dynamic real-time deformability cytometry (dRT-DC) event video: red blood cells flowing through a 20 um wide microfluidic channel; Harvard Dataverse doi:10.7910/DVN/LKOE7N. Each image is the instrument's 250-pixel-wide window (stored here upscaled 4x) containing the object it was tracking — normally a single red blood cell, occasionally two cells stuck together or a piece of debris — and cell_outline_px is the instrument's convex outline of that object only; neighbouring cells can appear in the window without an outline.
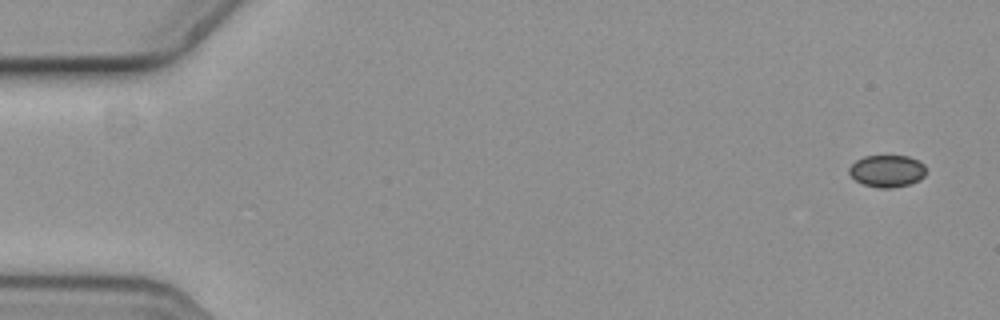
{"species": "common noctule bat (a hibernating species)", "species_latin": "Nyctalus noctula", "temperature_condition": "cold", "stored_images_in_passage": 10, "camera_frame_rate_fps": 3000, "um_per_image_px": 0.085, "animal": {"sex": "female", "body_mass_g": 19.3, "forearm_length_mm": 54.1}, "frame": {"image": 1, "passage_image": 1, "time_ms": 0.0, "image_size_px": [1000, 320], "cell_outline_px": [[924, 176], [908, 184], [892, 188], [876, 188], [864, 184], [856, 180], [848, 172], [848, 168], [856, 160], [864, 156], [908, 156], [920, 160], [924, 164]], "centroid_in_image_um": [75.38, 14.52], "position_along_channel_um": 9.6, "area_um2": 14.28}}
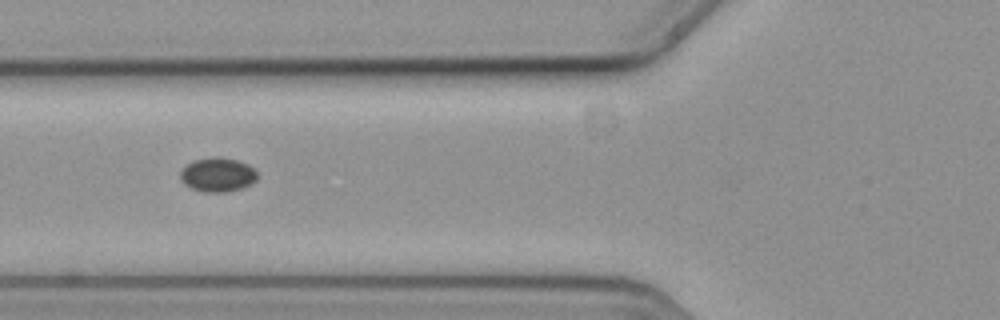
{"frame": {"image": 2, "passage_image": 6, "time_ms": 1.667, "image_size_px": [1000, 320], "cell_outline_px": [[256, 180], [252, 184], [240, 188], [224, 192], [204, 192], [192, 188], [184, 184], [180, 180], [180, 172], [192, 160], [212, 156], [236, 160], [248, 164], [256, 168]], "centroid_in_image_um": [18.5, 14.84], "position_along_channel_um": 107.3, "area_um2": 15.32}}
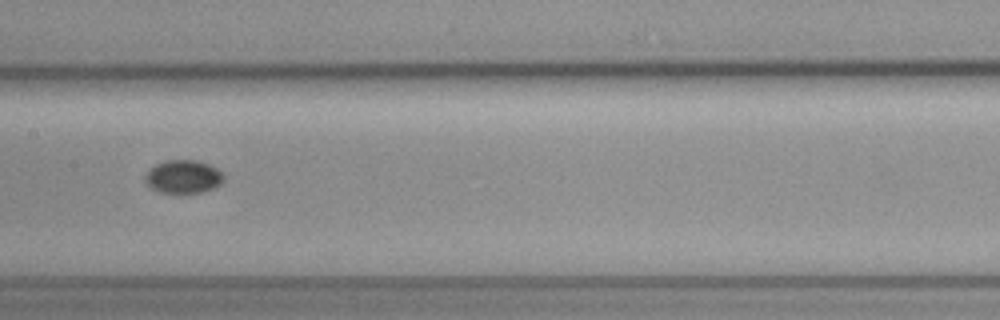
{"frame": {"image": 3, "passage_image": 8, "time_ms": 2.333, "image_size_px": [1000, 320], "cell_outline_px": [[224, 180], [220, 184], [212, 188], [200, 192], [160, 192], [148, 188], [144, 180], [144, 176], [148, 168], [164, 160], [196, 160], [208, 164], [216, 168], [224, 176]], "centroid_in_image_um": [15.51, 15.0], "position_along_channel_um": 191.9, "area_um2": 15.26}}